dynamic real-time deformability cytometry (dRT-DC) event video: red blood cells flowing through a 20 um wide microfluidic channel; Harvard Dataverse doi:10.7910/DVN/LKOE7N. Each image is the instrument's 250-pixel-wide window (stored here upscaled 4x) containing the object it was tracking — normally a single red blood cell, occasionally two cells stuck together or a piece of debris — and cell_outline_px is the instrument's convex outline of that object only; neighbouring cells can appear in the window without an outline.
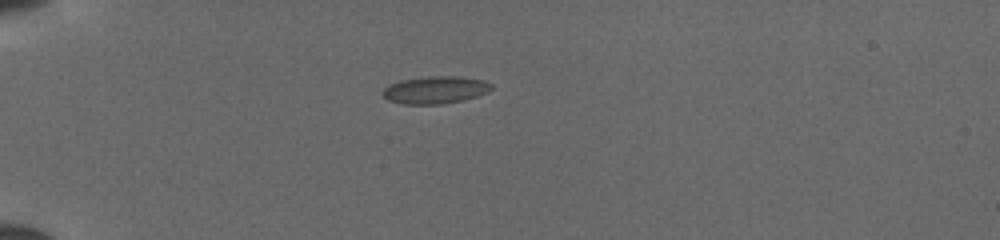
{"species": "common noctule bat (a hibernating species)", "species_latin": "Nyctalus noctula", "temperature_condition": "cold", "stored_images_in_passage": 37, "camera_frame_rate_fps": 3000, "um_per_image_px": 0.085, "animal": {"sex": "female", "body_mass_g": 19.5, "forearm_length_mm": 54.1}, "frame": {"image": 1, "passage_image": 1, "time_ms": 0.0, "image_size_px": [1000, 240], "cell_outline_px": [[492, 88], [488, 92], [464, 100], [440, 104], [404, 104], [388, 100], [380, 92], [388, 84], [400, 80], [428, 76], [460, 76], [484, 80], [492, 84]], "centroid_in_image_um": [36.98, 7.63], "position_along_channel_um": 48.0, "area_um2": 17.51}}
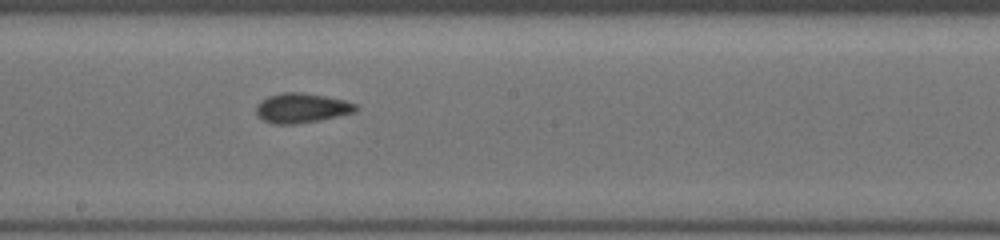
{"frame": {"image": 2, "passage_image": 16, "time_ms": 5.0, "image_size_px": [1000, 240], "cell_outline_px": [[356, 112], [320, 120], [296, 124], [272, 124], [256, 116], [256, 104], [260, 100], [268, 96], [280, 92], [300, 92], [324, 96], [344, 100], [356, 104]], "centroid_in_image_um": [25.58, 9.18], "position_along_channel_um": 222.6, "area_um2": 17.34}}
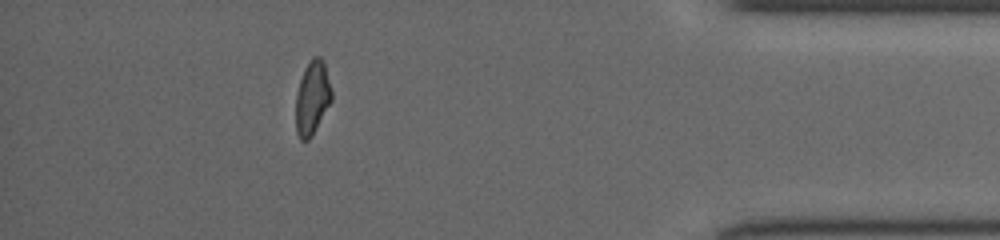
{"frame": {"image": 3, "passage_image": 32, "time_ms": 10.333, "image_size_px": [1000, 240], "cell_outline_px": [[332, 100], [312, 136], [308, 140], [300, 140], [296, 132], [296, 92], [304, 68], [312, 56], [320, 56], [324, 60], [332, 92]], "centroid_in_image_um": [26.54, 8.29], "position_along_channel_um": 408.7, "area_um2": 15.55}}